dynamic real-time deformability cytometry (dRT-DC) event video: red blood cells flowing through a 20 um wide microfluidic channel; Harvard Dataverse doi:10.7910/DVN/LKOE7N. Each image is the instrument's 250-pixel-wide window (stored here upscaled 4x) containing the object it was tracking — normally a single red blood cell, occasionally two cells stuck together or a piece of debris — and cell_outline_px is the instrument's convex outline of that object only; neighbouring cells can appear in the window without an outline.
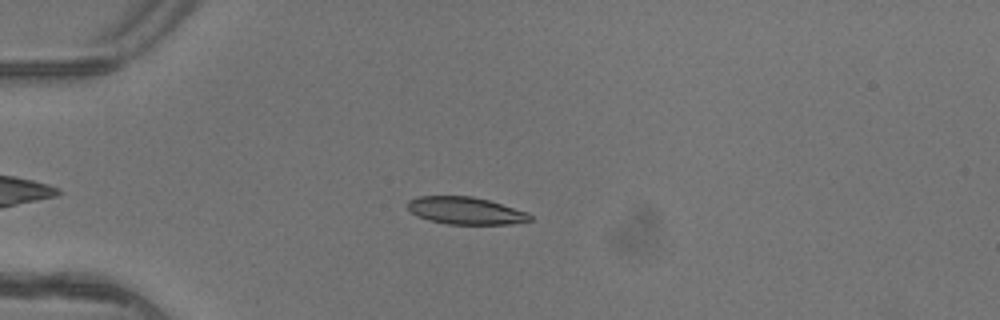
{"species": "common noctule bat (a hibernating species)", "species_latin": "Nyctalus noctula", "temperature_condition": "warm", "stored_images_in_passage": 4, "camera_frame_rate_fps": 3000, "um_per_image_px": 0.085, "animal": {"sex": "female"}, "frame": {"image": 1, "passage_image": 3, "time_ms": 0.667, "image_size_px": [1000, 320], "cell_outline_px": [[532, 220], [512, 224], [448, 224], [428, 220], [412, 212], [408, 208], [408, 200], [416, 196], [472, 196], [488, 200], [528, 212], [532, 216]], "centroid_in_image_um": [39.59, 17.9], "position_along_channel_um": 45.4, "area_um2": 19.42}}